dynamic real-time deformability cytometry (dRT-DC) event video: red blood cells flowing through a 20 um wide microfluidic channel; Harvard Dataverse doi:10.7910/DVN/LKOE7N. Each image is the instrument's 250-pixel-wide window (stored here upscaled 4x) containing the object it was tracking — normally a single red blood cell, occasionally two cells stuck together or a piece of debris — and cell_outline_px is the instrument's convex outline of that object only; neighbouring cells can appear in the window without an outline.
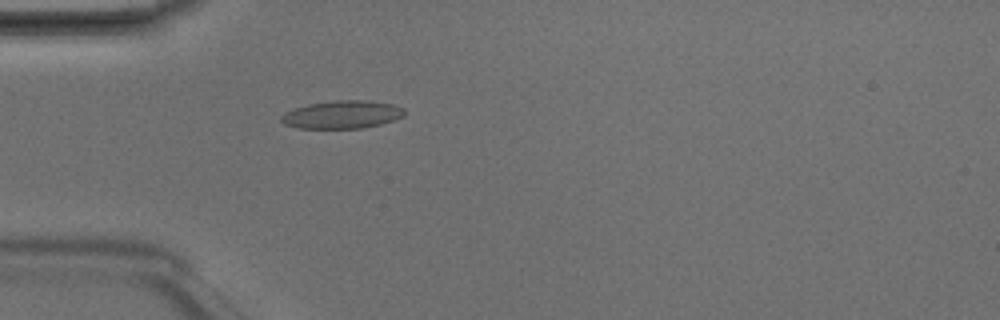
{"species": "Egyptian fruit bat (a non-hibernating species)", "species_latin": "Rousettus aegyptiacus", "temperature_condition": "room temperature", "stored_images_in_passage": 5, "camera_frame_rate_fps": 3000, "um_per_image_px": 0.085, "animal": {"sex": "male"}, "frame": {"image": 1, "passage_image": 5, "time_ms": 1.333, "image_size_px": [1000, 320], "cell_outline_px": [[404, 116], [380, 124], [364, 128], [296, 128], [284, 124], [280, 120], [280, 116], [296, 108], [308, 104], [336, 100], [368, 100], [392, 104], [404, 108]], "centroid_in_image_um": [29.08, 9.74], "position_along_channel_um": 55.9, "area_um2": 19.94}}